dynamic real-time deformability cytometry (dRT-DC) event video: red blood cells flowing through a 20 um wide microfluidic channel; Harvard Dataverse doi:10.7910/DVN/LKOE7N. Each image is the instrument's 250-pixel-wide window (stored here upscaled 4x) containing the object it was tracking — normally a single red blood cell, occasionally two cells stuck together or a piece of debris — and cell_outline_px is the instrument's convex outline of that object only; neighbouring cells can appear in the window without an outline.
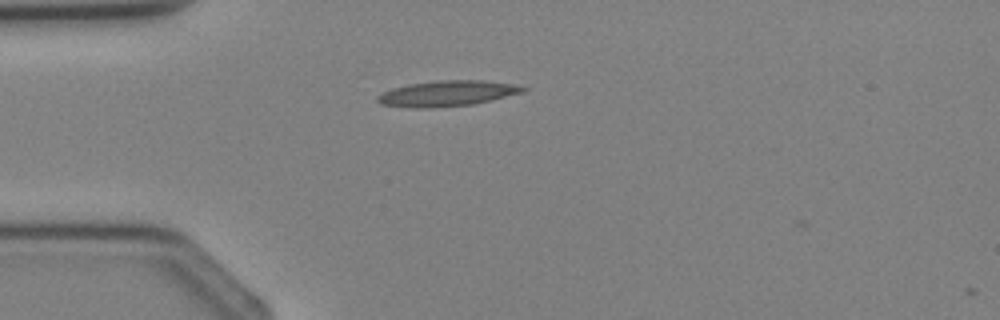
{"species": "Egyptian fruit bat (a non-hibernating species)", "species_latin": "Rousettus aegyptiacus", "temperature_condition": "cold", "stored_images_in_passage": 3, "camera_frame_rate_fps": 3000, "um_per_image_px": 0.085, "animal": {"sex": "female"}, "frame": {"image": 1, "passage_image": 3, "time_ms": 3.333, "image_size_px": [1000, 320], "cell_outline_px": [[528, 88], [524, 92], [472, 104], [432, 108], [412, 108], [380, 104], [376, 100], [376, 96], [392, 88], [408, 84], [436, 80], [480, 80], [516, 84]], "centroid_in_image_um": [37.99, 7.94], "position_along_channel_um": 47.0, "area_um2": 21.73}}